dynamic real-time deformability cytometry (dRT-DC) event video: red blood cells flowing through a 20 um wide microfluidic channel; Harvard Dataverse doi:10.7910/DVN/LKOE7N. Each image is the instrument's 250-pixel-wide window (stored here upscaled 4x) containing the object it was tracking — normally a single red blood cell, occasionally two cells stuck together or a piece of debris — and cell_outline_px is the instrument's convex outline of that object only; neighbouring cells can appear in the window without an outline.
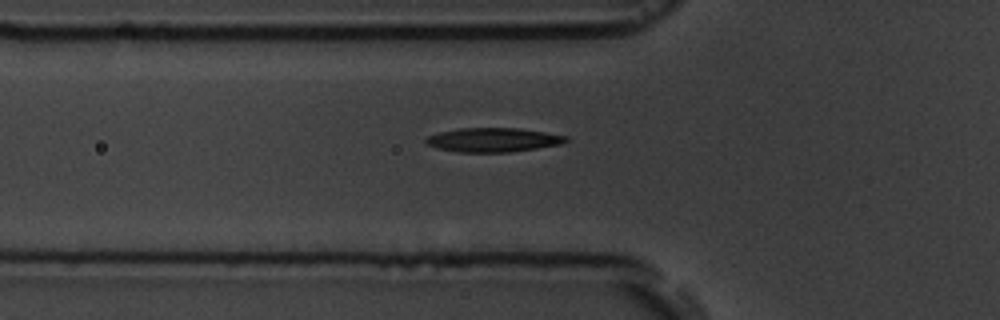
{"species": "common noctule bat (a hibernating species)", "species_latin": "Nyctalus noctula", "temperature_condition": "room temperature", "stored_images_in_passage": 6, "camera_frame_rate_fps": 3000, "um_per_image_px": 0.085, "animal": {"sex": "male", "body_mass_g": 19.5, "forearm_length_mm": 54.6}, "frame": {"image": 1, "passage_image": 6, "time_ms": 6.667, "image_size_px": [1000, 320], "cell_outline_px": [[568, 140], [560, 144], [536, 148], [508, 152], [460, 152], [436, 148], [428, 144], [424, 140], [428, 136], [440, 132], [460, 128], [520, 128], [568, 136]], "centroid_in_image_um": [41.91, 11.88], "position_along_channel_um": 83.9, "area_um2": 19.48}}